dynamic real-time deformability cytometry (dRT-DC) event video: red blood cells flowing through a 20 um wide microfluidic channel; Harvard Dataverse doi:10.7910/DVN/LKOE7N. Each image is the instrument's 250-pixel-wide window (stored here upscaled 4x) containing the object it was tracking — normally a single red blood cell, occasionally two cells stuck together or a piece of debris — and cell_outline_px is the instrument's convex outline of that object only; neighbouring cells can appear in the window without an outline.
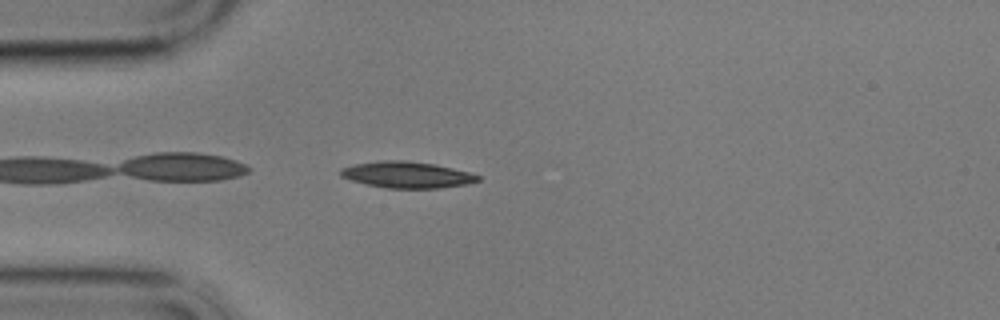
{"species": "common noctule bat (a hibernating species)", "species_latin": "Nyctalus noctula", "temperature_condition": "cold", "stored_images_in_passage": 6, "camera_frame_rate_fps": 3000, "um_per_image_px": 0.085, "animal": {"sex": "male", "body_mass_g": 17.9}, "frame": {"image": 1, "passage_image": 1, "time_ms": 0.0, "image_size_px": [1000, 320], "cell_outline_px": [[480, 180], [468, 184], [436, 188], [384, 188], [352, 180], [340, 176], [340, 168], [352, 164], [380, 160], [404, 160], [432, 164], [452, 168], [468, 172], [480, 176]], "centroid_in_image_um": [34.55, 14.85], "position_along_channel_um": 50.4, "area_um2": 20.98}}